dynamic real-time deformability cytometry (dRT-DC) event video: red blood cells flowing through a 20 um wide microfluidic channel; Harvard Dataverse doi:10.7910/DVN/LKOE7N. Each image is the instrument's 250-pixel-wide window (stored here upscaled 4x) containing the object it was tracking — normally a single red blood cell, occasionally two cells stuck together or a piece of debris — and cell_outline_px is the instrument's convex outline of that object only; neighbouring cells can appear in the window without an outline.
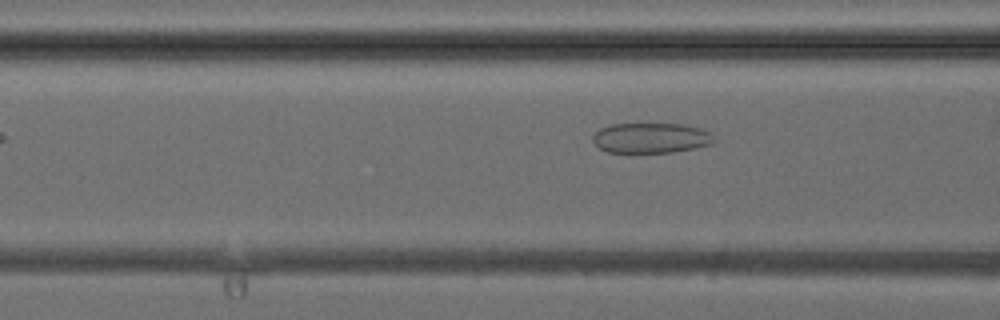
{"species": "common noctule bat (a hibernating species)", "species_latin": "Nyctalus noctula", "temperature_condition": "cold", "stored_images_in_passage": 4, "camera_frame_rate_fps": 3000, "um_per_image_px": 0.085, "animal": {"sex": "female", "body_mass_g": 24.6, "forearm_length_mm": 56.2}, "frame": {"image": 1, "passage_image": 4, "time_ms": 4.667, "image_size_px": [1000, 320], "cell_outline_px": [[716, 140], [712, 144], [696, 148], [672, 152], [608, 152], [600, 148], [592, 140], [592, 136], [600, 128], [608, 124], [680, 124], [700, 128], [712, 132]], "centroid_in_image_um": [55.36, 11.72], "position_along_channel_um": 111.2, "area_um2": 21.44}}